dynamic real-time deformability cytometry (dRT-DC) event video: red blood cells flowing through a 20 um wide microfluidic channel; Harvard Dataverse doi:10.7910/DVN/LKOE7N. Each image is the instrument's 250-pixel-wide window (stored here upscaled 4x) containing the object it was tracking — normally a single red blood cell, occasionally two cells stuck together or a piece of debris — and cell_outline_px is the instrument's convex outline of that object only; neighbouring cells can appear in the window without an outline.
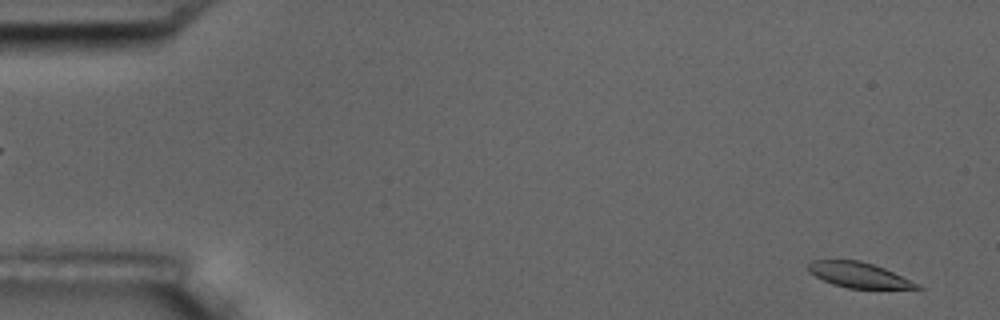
{"species": "common noctule bat (a hibernating species)", "species_latin": "Nyctalus noctula", "temperature_condition": "room temperature", "stored_images_in_passage": 7, "camera_frame_rate_fps": 3000, "um_per_image_px": 0.085, "animal": {"sex": "male", "body_mass_g": 17.5, "forearm_length_mm": 52.3}, "frame": {"image": 1, "passage_image": 1, "time_ms": 0.0, "image_size_px": [1000, 320], "cell_outline_px": [[924, 288], [848, 288], [832, 284], [808, 272], [808, 264], [812, 260], [860, 260], [884, 268], [920, 284]], "centroid_in_image_um": [72.98, 23.37], "position_along_channel_um": 12.0, "area_um2": 15.84}}
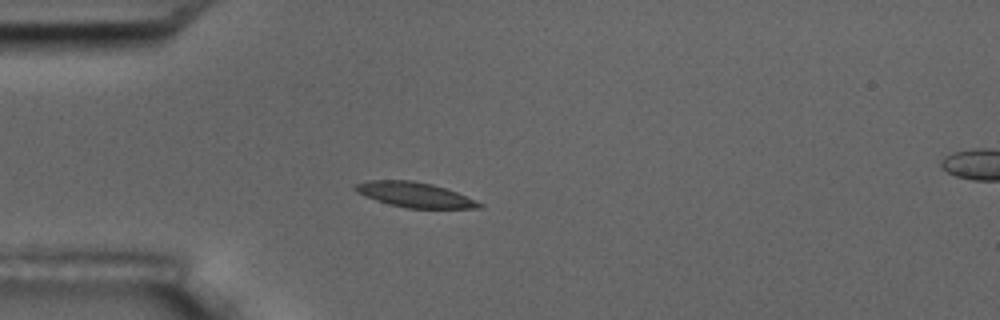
{"frame": {"image": 2, "passage_image": 4, "time_ms": 4.333, "image_size_px": [1000, 320], "cell_outline_px": [[484, 208], [408, 208], [388, 204], [376, 200], [356, 192], [352, 188], [352, 184], [368, 180], [412, 180], [432, 184], [456, 192], [476, 200], [484, 204]], "centroid_in_image_um": [35.21, 16.55], "position_along_channel_um": 49.8, "area_um2": 18.15}}